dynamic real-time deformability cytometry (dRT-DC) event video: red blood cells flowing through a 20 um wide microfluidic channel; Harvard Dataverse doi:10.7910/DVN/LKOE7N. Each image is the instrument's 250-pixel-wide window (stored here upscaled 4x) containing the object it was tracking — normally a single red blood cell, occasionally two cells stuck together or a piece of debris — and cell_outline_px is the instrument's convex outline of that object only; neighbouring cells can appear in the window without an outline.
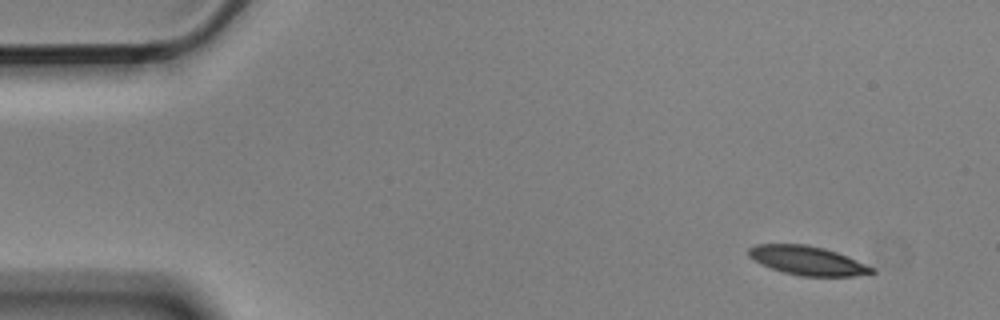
{"species": "Egyptian fruit bat (a non-hibernating species)", "species_latin": "Rousettus aegyptiacus", "temperature_condition": "cold", "stored_images_in_passage": 4, "camera_frame_rate_fps": 3000, "um_per_image_px": 0.085, "animal": {"sex": "male"}, "frame": {"image": 1, "passage_image": 1, "time_ms": 0.0, "image_size_px": [1000, 320], "cell_outline_px": [[876, 272], [852, 276], [800, 276], [784, 272], [760, 264], [748, 256], [748, 248], [756, 244], [808, 244], [824, 248], [848, 256], [872, 268]], "centroid_in_image_um": [68.58, 22.14], "position_along_channel_um": 16.4, "area_um2": 20.63}}
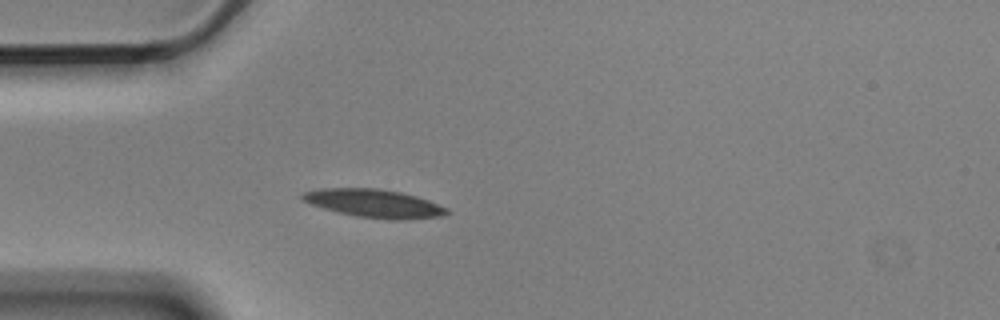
{"frame": {"image": 2, "passage_image": 4, "time_ms": 1.0, "image_size_px": [1000, 320], "cell_outline_px": [[452, 212], [444, 216], [404, 220], [388, 220], [356, 216], [336, 212], [300, 200], [300, 196], [304, 192], [320, 188], [376, 188], [400, 192], [416, 196], [428, 200], [448, 208]], "centroid_in_image_um": [31.83, 17.3], "position_along_channel_um": 53.2, "area_um2": 23.99}}